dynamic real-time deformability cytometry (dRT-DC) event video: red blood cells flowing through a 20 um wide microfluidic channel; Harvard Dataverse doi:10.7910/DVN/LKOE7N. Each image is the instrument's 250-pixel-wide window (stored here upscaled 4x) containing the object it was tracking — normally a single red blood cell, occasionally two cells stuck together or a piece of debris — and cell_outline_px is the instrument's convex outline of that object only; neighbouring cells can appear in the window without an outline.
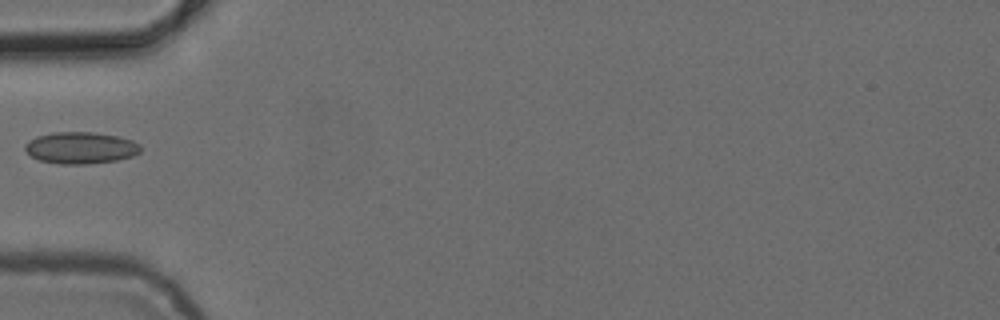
{"species": "common noctule bat (a hibernating species)", "species_latin": "Nyctalus noctula", "temperature_condition": "cold", "stored_images_in_passage": 4, "camera_frame_rate_fps": 3000, "um_per_image_px": 0.085, "animal": {"sex": "female", "body_mass_g": 24.6, "forearm_length_mm": 56.2}, "frame": {"image": 1, "passage_image": 4, "time_ms": 3.333, "image_size_px": [1000, 320], "cell_outline_px": [[140, 152], [132, 156], [116, 160], [88, 164], [60, 164], [40, 160], [32, 156], [24, 148], [24, 144], [28, 140], [36, 136], [56, 132], [92, 132], [120, 136], [132, 140], [140, 144]], "centroid_in_image_um": [6.86, 12.56], "position_along_channel_um": 78.1, "area_um2": 21.39}}